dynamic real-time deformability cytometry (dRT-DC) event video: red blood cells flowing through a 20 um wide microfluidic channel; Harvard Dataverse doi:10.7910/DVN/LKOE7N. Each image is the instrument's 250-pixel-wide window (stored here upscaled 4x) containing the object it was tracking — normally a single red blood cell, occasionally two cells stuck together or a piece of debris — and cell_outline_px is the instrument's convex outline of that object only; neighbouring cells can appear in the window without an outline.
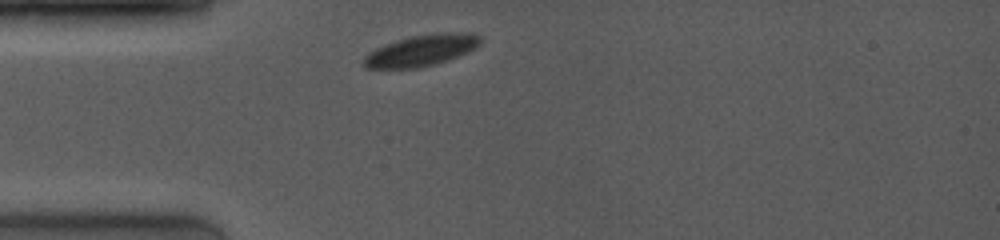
{"species": "common noctule bat (a hibernating species)", "species_latin": "Nyctalus noctula", "temperature_condition": "room temperature", "stored_images_in_passage": 10, "camera_frame_rate_fps": 4000, "um_per_image_px": 0.085, "animal": {"sex": "female", "body_mass_g": 19.0, "forearm_length_mm": 53.3}, "frame": {"image": 1, "passage_image": 1, "time_ms": 0.0, "image_size_px": [1000, 240], "cell_outline_px": [[480, 44], [476, 48], [456, 56], [420, 68], [364, 68], [360, 64], [360, 60], [368, 52], [384, 44], [396, 40], [412, 36], [440, 32], [464, 32], [480, 36]], "centroid_in_image_um": [35.73, 4.28], "position_along_channel_um": 49.3, "area_um2": 21.21}}
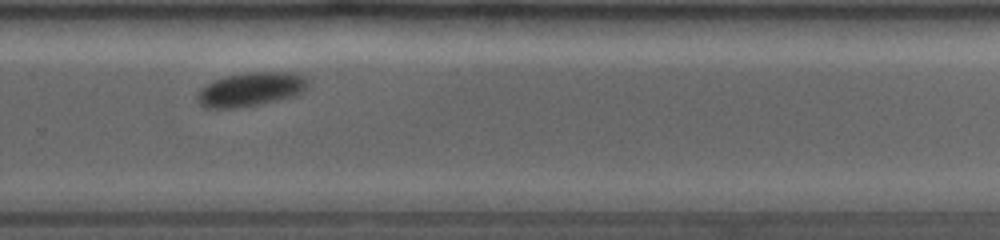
{"frame": {"image": 2, "passage_image": 9, "time_ms": 7.0, "image_size_px": [1000, 240], "cell_outline_px": [[308, 88], [304, 92], [292, 96], [260, 104], [236, 108], [204, 108], [196, 100], [196, 92], [204, 84], [224, 76], [248, 72], [296, 72], [308, 76]], "centroid_in_image_um": [21.31, 7.58], "position_along_channel_um": 308.5, "area_um2": 22.37}}